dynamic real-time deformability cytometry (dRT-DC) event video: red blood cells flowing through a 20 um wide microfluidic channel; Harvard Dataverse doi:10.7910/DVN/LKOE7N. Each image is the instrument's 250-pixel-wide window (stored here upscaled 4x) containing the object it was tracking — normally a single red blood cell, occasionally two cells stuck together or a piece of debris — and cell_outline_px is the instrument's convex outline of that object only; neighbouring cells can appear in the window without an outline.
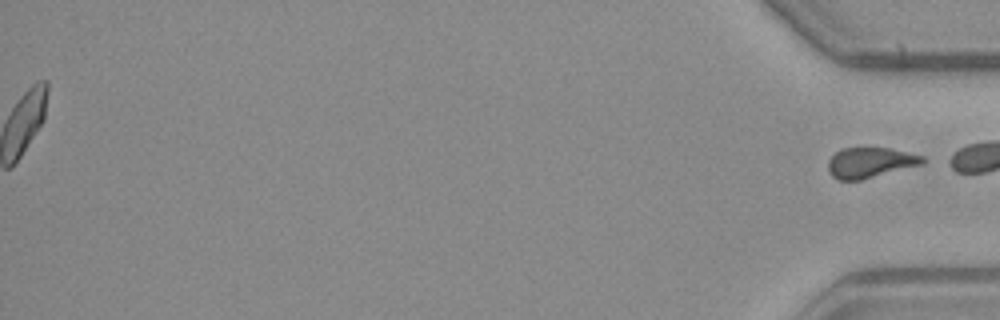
{"species": "common noctule bat (a hibernating species)", "species_latin": "Nyctalus noctula", "temperature_condition": "warm", "stored_images_in_passage": 53, "segment_of_instrument_passage": [2, 2], "camera_frame_rate_fps": 3000, "um_per_image_px": 0.085, "animal": {"sex": "male", "body_mass_g": 23.1, "forearm_length_mm": 52.7}, "frame": {"image": 1, "passage_image": 53, "time_ms": 17.333, "image_size_px": [1000, 320], "cell_outline_px": [[932, 160], [924, 164], [860, 180], [840, 180], [832, 176], [828, 172], [828, 160], [840, 148], [892, 148], [924, 156]], "centroid_in_image_um": [74.03, 13.81], "position_along_channel_um": 361.2, "area_um2": 16.99}}